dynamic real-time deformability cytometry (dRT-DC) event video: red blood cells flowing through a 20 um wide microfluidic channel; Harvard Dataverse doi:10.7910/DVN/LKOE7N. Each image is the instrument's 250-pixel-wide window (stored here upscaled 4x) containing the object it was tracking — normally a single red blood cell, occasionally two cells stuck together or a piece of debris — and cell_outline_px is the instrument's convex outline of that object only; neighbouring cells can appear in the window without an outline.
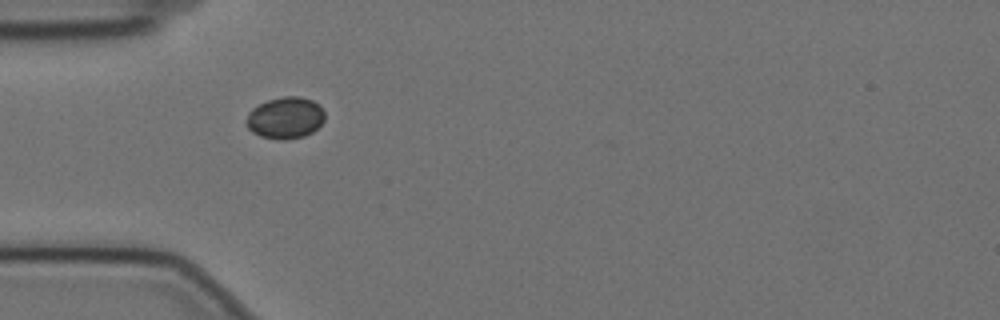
{"species": "Egyptian fruit bat (a non-hibernating species)", "species_latin": "Rousettus aegyptiacus", "temperature_condition": "cold", "stored_images_in_passage": 4, "camera_frame_rate_fps": 3000, "um_per_image_px": 0.085, "animal": {"sex": "female"}, "frame": {"image": 1, "passage_image": 1, "time_ms": 0.0, "image_size_px": [1000, 320], "cell_outline_px": [[324, 120], [312, 132], [304, 136], [284, 140], [280, 140], [260, 136], [252, 132], [248, 128], [248, 112], [252, 108], [268, 100], [284, 96], [300, 96], [312, 100], [324, 112]], "centroid_in_image_um": [24.25, 10.02], "position_along_channel_um": 60.8, "area_um2": 18.79}}
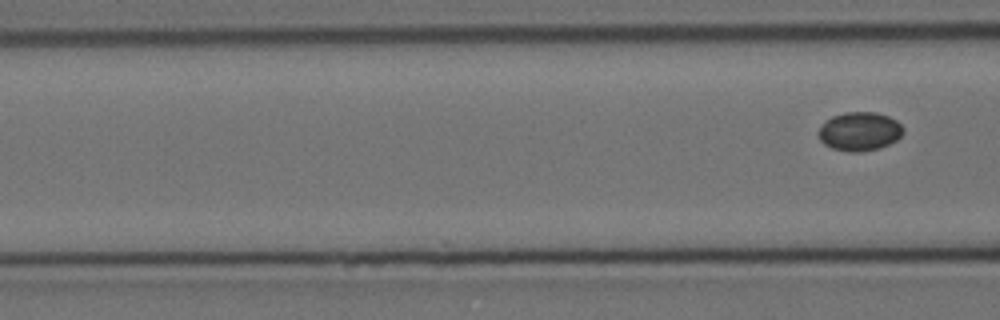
{"frame": {"image": 2, "passage_image": 4, "time_ms": 1.0, "image_size_px": [1000, 320], "cell_outline_px": [[904, 132], [896, 140], [880, 148], [860, 152], [848, 152], [832, 148], [824, 144], [820, 140], [816, 132], [824, 120], [832, 116], [844, 112], [876, 112], [888, 116], [896, 120], [904, 128]], "centroid_in_image_um": [73.03, 11.16], "position_along_channel_um": 93.6, "area_um2": 19.42}}